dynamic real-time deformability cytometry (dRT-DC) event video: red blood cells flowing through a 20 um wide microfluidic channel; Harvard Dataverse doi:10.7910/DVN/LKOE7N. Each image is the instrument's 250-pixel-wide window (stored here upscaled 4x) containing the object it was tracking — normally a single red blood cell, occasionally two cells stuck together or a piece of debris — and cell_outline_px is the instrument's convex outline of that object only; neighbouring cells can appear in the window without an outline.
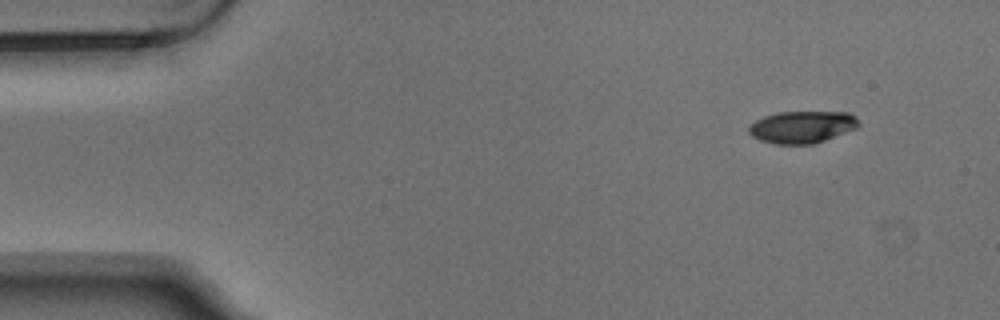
{"species": "Egyptian fruit bat (a non-hibernating species)", "species_latin": "Rousettus aegyptiacus", "temperature_condition": "warm", "stored_images_in_passage": 4, "camera_frame_rate_fps": 3000, "um_per_image_px": 0.085, "animal": {"sex": "male"}, "frame": {"image": 1, "passage_image": 1, "time_ms": 0.0, "image_size_px": [1000, 320], "cell_outline_px": [[860, 124], [856, 128], [824, 140], [812, 144], [776, 144], [760, 140], [752, 136], [748, 132], [748, 124], [764, 116], [780, 112], [848, 112], [856, 116], [860, 120]], "centroid_in_image_um": [68.17, 10.78], "position_along_channel_um": 16.8, "area_um2": 20.58}}
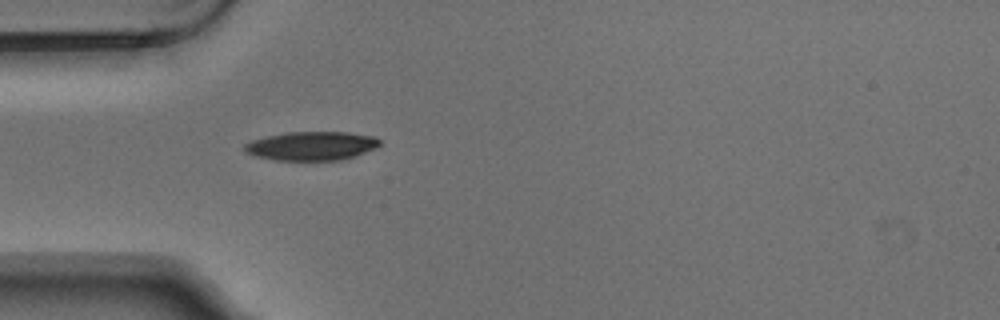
{"frame": {"image": 2, "passage_image": 4, "time_ms": 1.0, "image_size_px": [1000, 320], "cell_outline_px": [[380, 144], [376, 148], [340, 160], [276, 160], [256, 156], [244, 152], [244, 144], [252, 140], [284, 132], [348, 132], [376, 136], [380, 140]], "centroid_in_image_um": [26.48, 12.39], "position_along_channel_um": 58.5, "area_um2": 22.66}}